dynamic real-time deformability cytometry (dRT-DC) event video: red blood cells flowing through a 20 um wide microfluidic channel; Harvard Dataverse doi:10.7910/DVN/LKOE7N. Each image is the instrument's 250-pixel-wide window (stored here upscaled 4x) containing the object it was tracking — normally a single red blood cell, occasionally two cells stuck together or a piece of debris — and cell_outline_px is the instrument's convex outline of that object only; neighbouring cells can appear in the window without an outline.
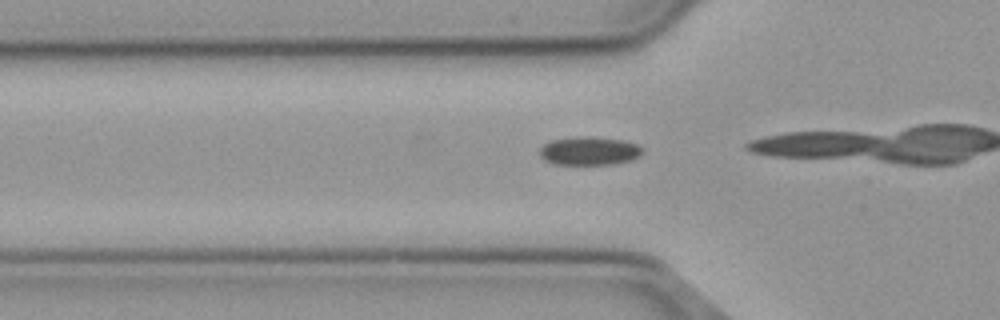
{"species": "common noctule bat (a hibernating species)", "species_latin": "Nyctalus noctula", "temperature_condition": "cold", "stored_images_in_passage": 19, "camera_frame_rate_fps": 3000, "um_per_image_px": 0.085, "animal": {"sex": "male", "body_mass_g": 23.1, "forearm_length_mm": 52.7}, "frame": {"image": 1, "passage_image": 15, "time_ms": 4.667, "image_size_px": [1000, 320], "cell_outline_px": [[644, 152], [640, 156], [632, 160], [612, 164], [552, 164], [544, 160], [540, 156], [540, 148], [544, 144], [552, 140], [580, 136], [588, 136], [624, 140], [636, 144], [644, 148]], "centroid_in_image_um": [50.11, 12.83], "position_along_channel_um": 75.7, "area_um2": 17.17}}